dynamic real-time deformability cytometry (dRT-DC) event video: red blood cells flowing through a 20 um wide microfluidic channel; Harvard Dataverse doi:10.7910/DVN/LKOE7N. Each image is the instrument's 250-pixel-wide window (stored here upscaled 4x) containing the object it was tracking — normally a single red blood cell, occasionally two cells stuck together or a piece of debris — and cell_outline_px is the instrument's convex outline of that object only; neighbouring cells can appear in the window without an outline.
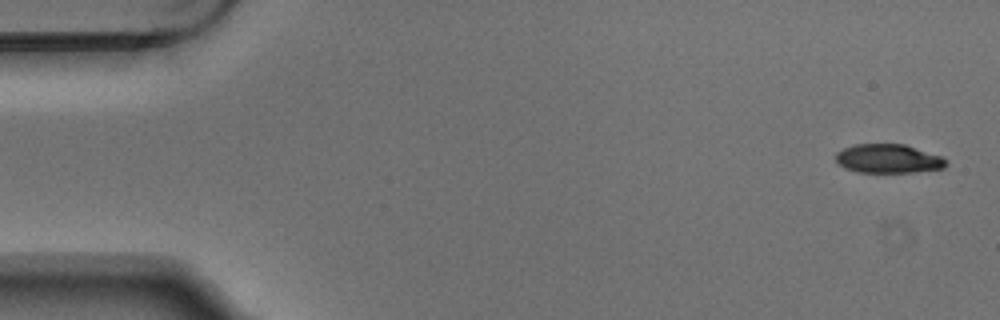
{"species": "Egyptian fruit bat (a non-hibernating species)", "species_latin": "Rousettus aegyptiacus", "temperature_condition": "warm", "stored_images_in_passage": 5, "camera_frame_rate_fps": 3000, "um_per_image_px": 0.085, "animal": {"sex": "male"}, "frame": {"image": 1, "passage_image": 1, "time_ms": 0.0, "image_size_px": [1000, 320], "cell_outline_px": [[948, 164], [944, 168], [916, 172], [856, 172], [844, 168], [836, 160], [836, 152], [844, 148], [856, 144], [904, 144], [944, 156], [948, 160]], "centroid_in_image_um": [75.56, 13.49], "position_along_channel_um": 9.4, "area_um2": 18.79}}
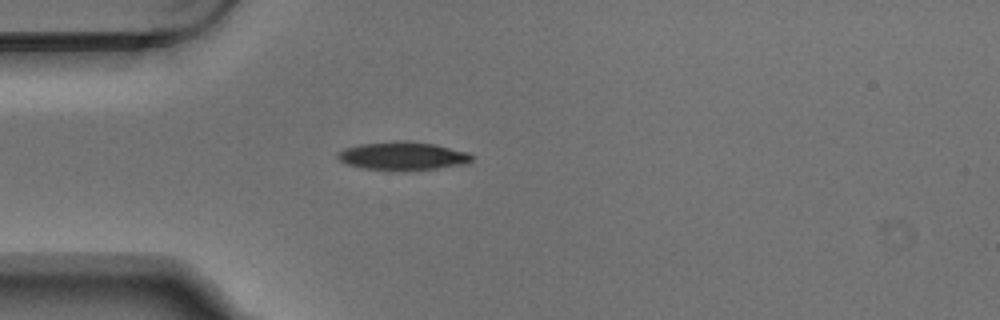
{"frame": {"image": 2, "passage_image": 4, "time_ms": 1.0, "image_size_px": [1000, 320], "cell_outline_px": [[472, 160], [468, 164], [436, 168], [364, 168], [348, 164], [340, 160], [336, 156], [336, 152], [344, 148], [360, 144], [396, 140], [408, 140], [436, 144], [468, 152], [472, 156]], "centroid_in_image_um": [34.25, 13.2], "position_along_channel_um": 50.8, "area_um2": 21.56}}